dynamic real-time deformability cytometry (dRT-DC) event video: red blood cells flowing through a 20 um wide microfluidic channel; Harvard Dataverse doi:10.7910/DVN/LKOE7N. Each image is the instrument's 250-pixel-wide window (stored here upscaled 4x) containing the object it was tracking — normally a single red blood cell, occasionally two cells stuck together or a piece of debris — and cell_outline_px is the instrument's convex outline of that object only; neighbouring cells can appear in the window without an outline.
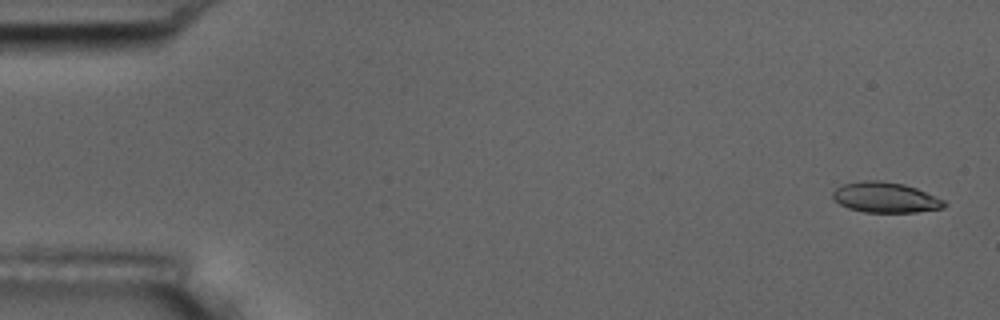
{"species": "common noctule bat (a hibernating species)", "species_latin": "Nyctalus noctula", "temperature_condition": "room temperature", "stored_images_in_passage": 5, "camera_frame_rate_fps": 3000, "um_per_image_px": 0.085, "animal": {"sex": "male", "body_mass_g": 17.5, "forearm_length_mm": 52.3}, "frame": {"image": 1, "passage_image": 1, "time_ms": 0.0, "image_size_px": [1000, 320], "cell_outline_px": [[948, 204], [944, 208], [916, 212], [864, 212], [848, 208], [840, 204], [832, 196], [832, 192], [836, 188], [844, 184], [864, 180], [880, 180], [904, 184], [916, 188], [944, 200]], "centroid_in_image_um": [75.27, 16.78], "position_along_channel_um": 9.7, "area_um2": 19.71}}
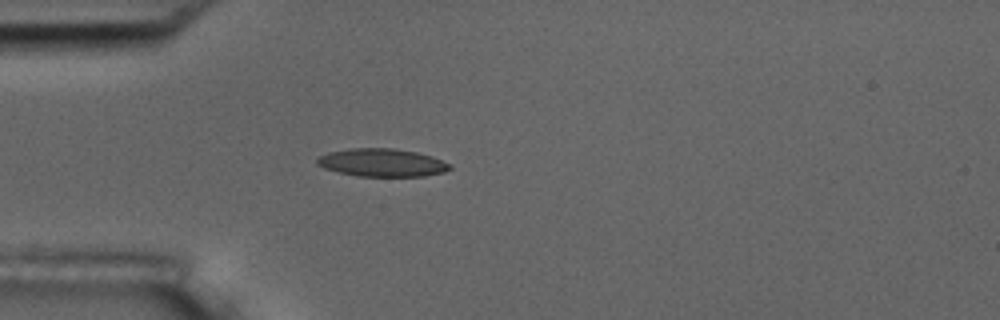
{"frame": {"image": 2, "passage_image": 5, "time_ms": 1.333, "image_size_px": [1000, 320], "cell_outline_px": [[452, 168], [444, 172], [424, 176], [356, 176], [324, 168], [316, 164], [316, 160], [320, 156], [328, 152], [352, 148], [392, 148], [416, 152], [432, 156], [452, 164]], "centroid_in_image_um": [32.49, 13.82], "position_along_channel_um": 52.5, "area_um2": 21.62}}